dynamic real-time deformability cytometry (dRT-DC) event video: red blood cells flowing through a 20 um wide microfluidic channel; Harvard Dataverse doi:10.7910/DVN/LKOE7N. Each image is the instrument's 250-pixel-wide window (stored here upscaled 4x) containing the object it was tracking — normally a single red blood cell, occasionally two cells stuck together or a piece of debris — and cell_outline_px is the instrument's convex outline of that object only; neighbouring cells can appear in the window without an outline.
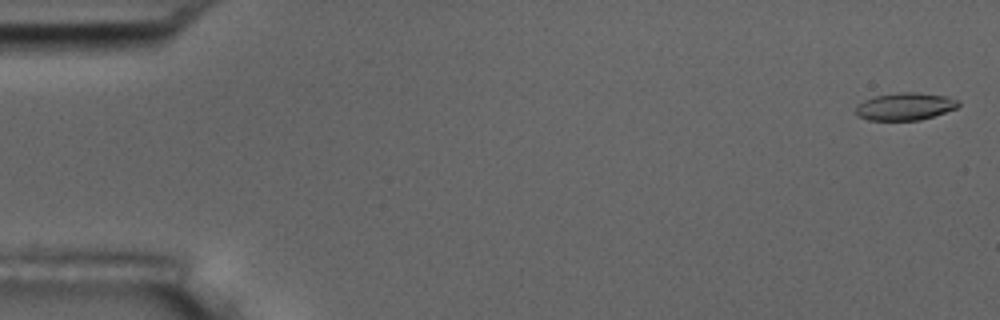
{"species": "common noctule bat (a hibernating species)", "species_latin": "Nyctalus noctula", "temperature_condition": "room temperature", "stored_images_in_passage": 15, "camera_frame_rate_fps": 3000, "um_per_image_px": 0.085, "animal": {"sex": "male", "body_mass_g": 17.5, "forearm_length_mm": 52.3}, "frame": {"image": 1, "passage_image": 1, "time_ms": 0.0, "image_size_px": [1000, 320], "cell_outline_px": [[960, 104], [956, 108], [920, 120], [868, 120], [856, 116], [856, 108], [864, 100], [876, 96], [900, 92], [916, 92], [948, 96], [960, 100]], "centroid_in_image_um": [76.95, 9.04], "position_along_channel_um": 8.0, "area_um2": 16.36}}
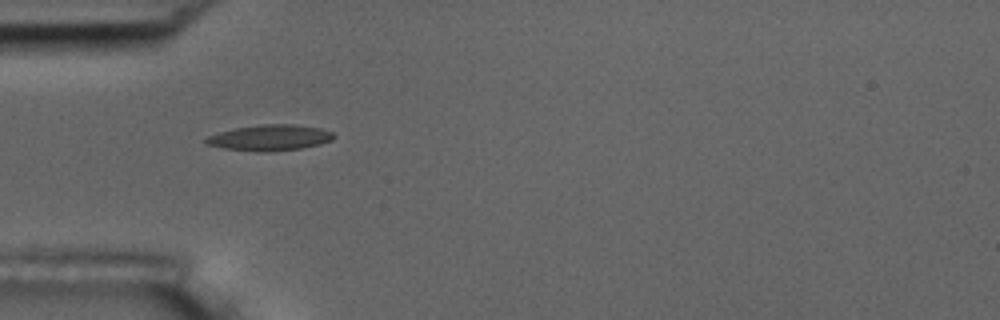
{"frame": {"image": 2, "passage_image": 5, "time_ms": 5.333, "image_size_px": [1000, 320], "cell_outline_px": [[336, 136], [332, 140], [320, 144], [300, 148], [268, 152], [256, 152], [224, 148], [204, 144], [204, 140], [208, 136], [220, 132], [236, 128], [264, 124], [292, 124], [320, 128], [332, 132]], "centroid_in_image_um": [22.93, 11.71], "position_along_channel_um": 62.1, "area_um2": 19.19}}
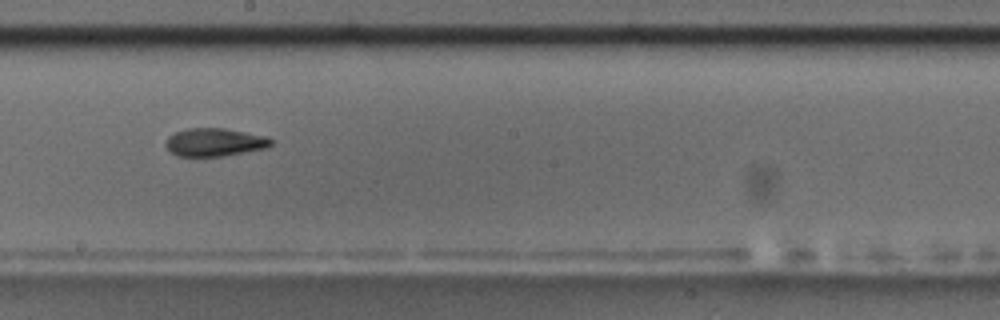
{"frame": {"image": 3, "passage_image": 9, "time_ms": 10.0, "image_size_px": [1000, 320], "cell_outline_px": [[272, 144], [268, 148], [220, 156], [176, 156], [164, 144], [168, 136], [176, 132], [188, 128], [224, 128], [268, 136], [272, 140]], "centroid_in_image_um": [18.26, 12.08], "position_along_channel_um": 229.9, "area_um2": 17.22}}